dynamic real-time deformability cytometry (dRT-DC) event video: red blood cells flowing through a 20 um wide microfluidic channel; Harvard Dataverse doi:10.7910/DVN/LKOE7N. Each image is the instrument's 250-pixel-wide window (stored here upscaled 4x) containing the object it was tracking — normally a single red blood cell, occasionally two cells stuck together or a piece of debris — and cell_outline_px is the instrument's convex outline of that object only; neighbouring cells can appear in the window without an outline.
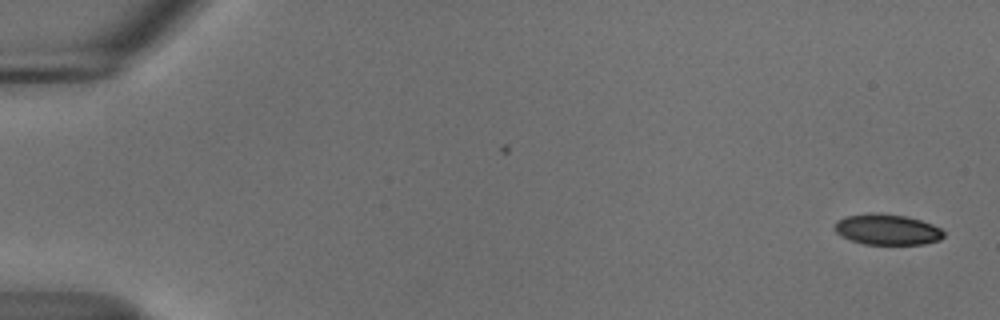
{"species": "common noctule bat (a hibernating species)", "species_latin": "Nyctalus noctula", "temperature_condition": "cold", "stored_images_in_passage": 9, "camera_frame_rate_fps": 3000, "um_per_image_px": 0.085, "animal": {"sex": "male", "body_mass_g": 18.8}, "frame": {"image": 1, "passage_image": 1, "time_ms": 0.0, "image_size_px": [1000, 320], "cell_outline_px": [[944, 236], [940, 240], [924, 244], [864, 244], [840, 236], [836, 232], [836, 220], [844, 216], [904, 216], [920, 220], [932, 224], [940, 228], [944, 232]], "centroid_in_image_um": [75.46, 19.56], "position_along_channel_um": 9.5, "area_um2": 18.61}}